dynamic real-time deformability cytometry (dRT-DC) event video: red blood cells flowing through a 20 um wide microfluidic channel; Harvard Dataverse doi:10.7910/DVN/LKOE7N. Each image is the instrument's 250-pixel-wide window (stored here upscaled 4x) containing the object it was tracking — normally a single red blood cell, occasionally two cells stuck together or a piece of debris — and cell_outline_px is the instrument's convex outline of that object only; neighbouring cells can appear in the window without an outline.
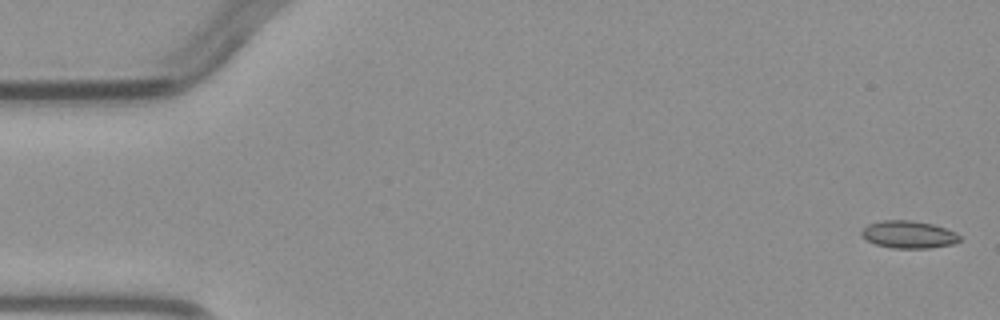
{"species": "common noctule bat (a hibernating species)", "species_latin": "Nyctalus noctula", "temperature_condition": "warm", "stored_images_in_passage": 4, "camera_frame_rate_fps": 3000, "um_per_image_px": 0.085, "animal": {"sex": "male", "body_mass_g": 23.1, "forearm_length_mm": 52.7}, "frame": {"image": 1, "passage_image": 1, "time_ms": 0.0, "image_size_px": [1000, 320], "cell_outline_px": [[960, 240], [956, 244], [928, 248], [892, 248], [876, 244], [868, 240], [860, 232], [868, 224], [880, 220], [912, 220], [932, 224], [956, 232], [960, 236]], "centroid_in_image_um": [77.26, 19.93], "position_along_channel_um": 7.7, "area_um2": 15.66}}
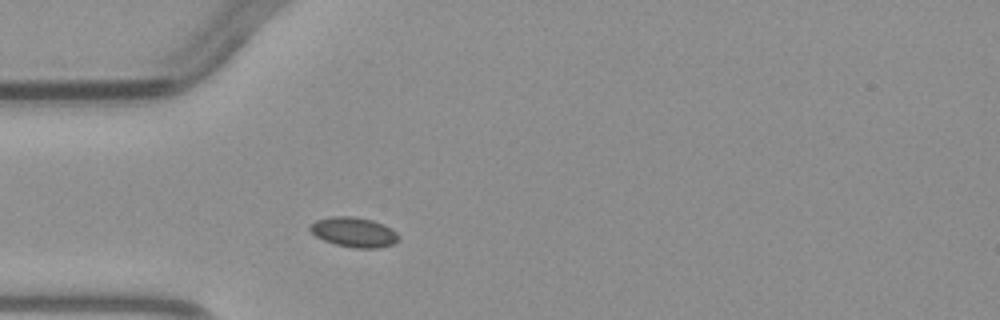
{"frame": {"image": 2, "passage_image": 4, "time_ms": 5.333, "image_size_px": [1000, 320], "cell_outline_px": [[400, 240], [392, 244], [380, 248], [356, 248], [336, 244], [324, 240], [316, 236], [308, 228], [308, 224], [316, 220], [332, 216], [352, 216], [372, 220], [384, 224], [392, 228], [400, 236]], "centroid_in_image_um": [30.1, 19.72], "position_along_channel_um": 54.9, "area_um2": 15.55}}